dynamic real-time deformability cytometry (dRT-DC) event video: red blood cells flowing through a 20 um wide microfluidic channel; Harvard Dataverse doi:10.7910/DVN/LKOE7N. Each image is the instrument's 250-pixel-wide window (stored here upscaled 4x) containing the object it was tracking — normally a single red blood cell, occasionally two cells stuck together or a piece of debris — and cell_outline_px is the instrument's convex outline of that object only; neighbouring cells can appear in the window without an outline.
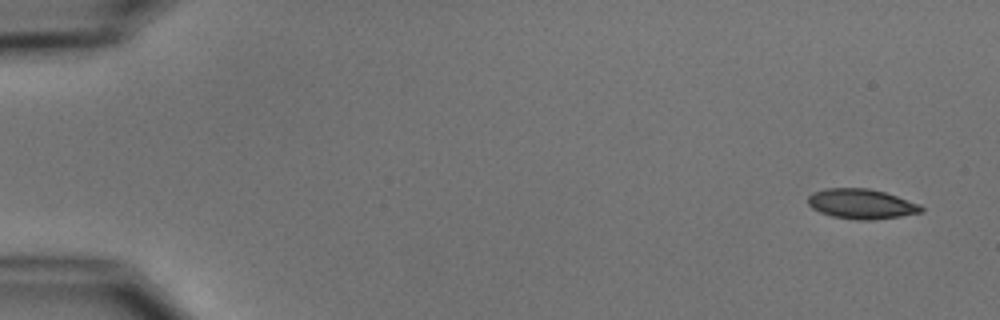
{"species": "common noctule bat (a hibernating species)", "species_latin": "Nyctalus noctula", "temperature_condition": "cold", "stored_images_in_passage": 5, "camera_frame_rate_fps": 3000, "um_per_image_px": 0.085, "animal": {"sex": "male", "body_mass_g": 15.6}, "frame": {"image": 1, "passage_image": 1, "time_ms": 0.0, "image_size_px": [1000, 320], "cell_outline_px": [[924, 212], [900, 216], [872, 220], [856, 220], [832, 216], [820, 212], [812, 208], [808, 204], [808, 196], [812, 192], [824, 188], [868, 188], [884, 192], [920, 204], [924, 208]], "centroid_in_image_um": [73.21, 17.33], "position_along_channel_um": 11.8, "area_um2": 19.83}}
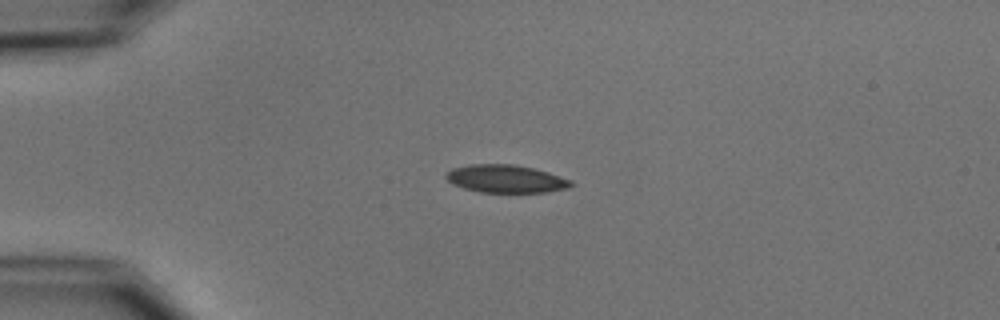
{"frame": {"image": 2, "passage_image": 4, "time_ms": 3.667, "image_size_px": [1000, 320], "cell_outline_px": [[572, 184], [568, 188], [544, 192], [480, 192], [464, 188], [452, 184], [444, 176], [452, 168], [468, 164], [512, 164], [532, 168], [548, 172], [572, 180]], "centroid_in_image_um": [42.97, 15.19], "position_along_channel_um": 42.0, "area_um2": 20.17}}